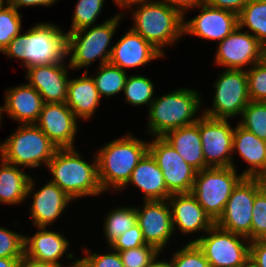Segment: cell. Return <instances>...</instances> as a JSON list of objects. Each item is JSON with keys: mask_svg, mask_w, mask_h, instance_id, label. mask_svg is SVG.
I'll use <instances>...</instances> for the list:
<instances>
[{"mask_svg": "<svg viewBox=\"0 0 266 267\" xmlns=\"http://www.w3.org/2000/svg\"><path fill=\"white\" fill-rule=\"evenodd\" d=\"M67 33L52 23H39L14 37L3 50L8 58H18L25 69L55 64L67 57Z\"/></svg>", "mask_w": 266, "mask_h": 267, "instance_id": "cell-1", "label": "cell"}, {"mask_svg": "<svg viewBox=\"0 0 266 267\" xmlns=\"http://www.w3.org/2000/svg\"><path fill=\"white\" fill-rule=\"evenodd\" d=\"M148 143L131 134L106 143L98 149V180L103 192L124 189L131 174L143 156L148 152Z\"/></svg>", "mask_w": 266, "mask_h": 267, "instance_id": "cell-2", "label": "cell"}, {"mask_svg": "<svg viewBox=\"0 0 266 267\" xmlns=\"http://www.w3.org/2000/svg\"><path fill=\"white\" fill-rule=\"evenodd\" d=\"M47 168L53 176L50 181L72 200L103 193L98 180L96 154L89 164L75 148H58Z\"/></svg>", "mask_w": 266, "mask_h": 267, "instance_id": "cell-3", "label": "cell"}, {"mask_svg": "<svg viewBox=\"0 0 266 267\" xmlns=\"http://www.w3.org/2000/svg\"><path fill=\"white\" fill-rule=\"evenodd\" d=\"M132 16L134 26L131 28L151 43L163 55L162 48L172 45L183 34L184 16L168 4L153 0L135 3Z\"/></svg>", "mask_w": 266, "mask_h": 267, "instance_id": "cell-4", "label": "cell"}, {"mask_svg": "<svg viewBox=\"0 0 266 267\" xmlns=\"http://www.w3.org/2000/svg\"><path fill=\"white\" fill-rule=\"evenodd\" d=\"M201 100L200 93L189 88L155 98L149 107L148 133L163 137L171 130L196 123Z\"/></svg>", "mask_w": 266, "mask_h": 267, "instance_id": "cell-5", "label": "cell"}, {"mask_svg": "<svg viewBox=\"0 0 266 267\" xmlns=\"http://www.w3.org/2000/svg\"><path fill=\"white\" fill-rule=\"evenodd\" d=\"M118 14L107 19L102 24L81 28L74 32L67 33V56L70 55L69 66L73 70L90 66L97 58L101 59L100 64L109 62L112 49L111 44L120 19L125 15ZM123 15V16H122ZM89 29V30H88ZM70 53V54H69ZM72 54V55H71Z\"/></svg>", "mask_w": 266, "mask_h": 267, "instance_id": "cell-6", "label": "cell"}, {"mask_svg": "<svg viewBox=\"0 0 266 267\" xmlns=\"http://www.w3.org/2000/svg\"><path fill=\"white\" fill-rule=\"evenodd\" d=\"M57 149L36 124H19L1 143L0 160L23 168L48 166Z\"/></svg>", "mask_w": 266, "mask_h": 267, "instance_id": "cell-7", "label": "cell"}, {"mask_svg": "<svg viewBox=\"0 0 266 267\" xmlns=\"http://www.w3.org/2000/svg\"><path fill=\"white\" fill-rule=\"evenodd\" d=\"M234 167H211L196 173L191 194L215 223L222 215L233 189L244 178Z\"/></svg>", "mask_w": 266, "mask_h": 267, "instance_id": "cell-8", "label": "cell"}, {"mask_svg": "<svg viewBox=\"0 0 266 267\" xmlns=\"http://www.w3.org/2000/svg\"><path fill=\"white\" fill-rule=\"evenodd\" d=\"M194 239L189 240V243L198 245L210 267H240L249 259L250 241L244 236L222 229L217 224L207 231L206 237Z\"/></svg>", "mask_w": 266, "mask_h": 267, "instance_id": "cell-9", "label": "cell"}, {"mask_svg": "<svg viewBox=\"0 0 266 267\" xmlns=\"http://www.w3.org/2000/svg\"><path fill=\"white\" fill-rule=\"evenodd\" d=\"M215 93L212 109L202 113L215 119H226L242 115L244 108L251 101L248 94L246 70L226 69L214 84Z\"/></svg>", "mask_w": 266, "mask_h": 267, "instance_id": "cell-10", "label": "cell"}, {"mask_svg": "<svg viewBox=\"0 0 266 267\" xmlns=\"http://www.w3.org/2000/svg\"><path fill=\"white\" fill-rule=\"evenodd\" d=\"M201 115L198 119V127L205 168L234 167L236 169L232 157L234 128H231L229 120L215 119L203 113Z\"/></svg>", "mask_w": 266, "mask_h": 267, "instance_id": "cell-11", "label": "cell"}, {"mask_svg": "<svg viewBox=\"0 0 266 267\" xmlns=\"http://www.w3.org/2000/svg\"><path fill=\"white\" fill-rule=\"evenodd\" d=\"M148 151L161 169L171 194L191 193L197 171L191 167L163 137H154Z\"/></svg>", "mask_w": 266, "mask_h": 267, "instance_id": "cell-12", "label": "cell"}, {"mask_svg": "<svg viewBox=\"0 0 266 267\" xmlns=\"http://www.w3.org/2000/svg\"><path fill=\"white\" fill-rule=\"evenodd\" d=\"M258 192L253 178L244 177L233 189L221 217L215 224L251 241L253 203Z\"/></svg>", "mask_w": 266, "mask_h": 267, "instance_id": "cell-13", "label": "cell"}, {"mask_svg": "<svg viewBox=\"0 0 266 267\" xmlns=\"http://www.w3.org/2000/svg\"><path fill=\"white\" fill-rule=\"evenodd\" d=\"M196 8L201 13L183 22V34H190L204 40L222 41L238 26V15L220 8L209 6L202 2Z\"/></svg>", "mask_w": 266, "mask_h": 267, "instance_id": "cell-14", "label": "cell"}, {"mask_svg": "<svg viewBox=\"0 0 266 267\" xmlns=\"http://www.w3.org/2000/svg\"><path fill=\"white\" fill-rule=\"evenodd\" d=\"M144 206L137 210V223L143 233L145 243L154 246L159 252L174 234L171 208L167 200L143 201Z\"/></svg>", "mask_w": 266, "mask_h": 267, "instance_id": "cell-15", "label": "cell"}, {"mask_svg": "<svg viewBox=\"0 0 266 267\" xmlns=\"http://www.w3.org/2000/svg\"><path fill=\"white\" fill-rule=\"evenodd\" d=\"M261 43L248 31L238 26L230 35L218 42L215 63L225 69L242 70L259 62Z\"/></svg>", "mask_w": 266, "mask_h": 267, "instance_id": "cell-16", "label": "cell"}, {"mask_svg": "<svg viewBox=\"0 0 266 267\" xmlns=\"http://www.w3.org/2000/svg\"><path fill=\"white\" fill-rule=\"evenodd\" d=\"M77 119L66 103H44L35 124L57 148H74Z\"/></svg>", "mask_w": 266, "mask_h": 267, "instance_id": "cell-17", "label": "cell"}, {"mask_svg": "<svg viewBox=\"0 0 266 267\" xmlns=\"http://www.w3.org/2000/svg\"><path fill=\"white\" fill-rule=\"evenodd\" d=\"M68 66L64 62L37 65L27 68L26 78L29 85L35 88L44 103H66L68 91Z\"/></svg>", "mask_w": 266, "mask_h": 267, "instance_id": "cell-18", "label": "cell"}, {"mask_svg": "<svg viewBox=\"0 0 266 267\" xmlns=\"http://www.w3.org/2000/svg\"><path fill=\"white\" fill-rule=\"evenodd\" d=\"M111 49L109 63L124 71L126 68L140 67L165 56L132 28Z\"/></svg>", "mask_w": 266, "mask_h": 267, "instance_id": "cell-19", "label": "cell"}, {"mask_svg": "<svg viewBox=\"0 0 266 267\" xmlns=\"http://www.w3.org/2000/svg\"><path fill=\"white\" fill-rule=\"evenodd\" d=\"M167 201L174 231L178 227L183 234L206 233L215 224L191 193L172 194Z\"/></svg>", "mask_w": 266, "mask_h": 267, "instance_id": "cell-20", "label": "cell"}, {"mask_svg": "<svg viewBox=\"0 0 266 267\" xmlns=\"http://www.w3.org/2000/svg\"><path fill=\"white\" fill-rule=\"evenodd\" d=\"M4 103L2 113L6 112L18 124H35L44 105L39 92L28 83L7 88Z\"/></svg>", "mask_w": 266, "mask_h": 267, "instance_id": "cell-21", "label": "cell"}, {"mask_svg": "<svg viewBox=\"0 0 266 267\" xmlns=\"http://www.w3.org/2000/svg\"><path fill=\"white\" fill-rule=\"evenodd\" d=\"M30 208L32 223L37 227H48L62 215L73 201L58 185L51 181L36 191Z\"/></svg>", "mask_w": 266, "mask_h": 267, "instance_id": "cell-22", "label": "cell"}, {"mask_svg": "<svg viewBox=\"0 0 266 267\" xmlns=\"http://www.w3.org/2000/svg\"><path fill=\"white\" fill-rule=\"evenodd\" d=\"M32 237H24V255L38 261L61 264L58 260L66 252L68 259L74 255L68 253L69 241L60 233L39 227ZM68 254V255H67Z\"/></svg>", "mask_w": 266, "mask_h": 267, "instance_id": "cell-23", "label": "cell"}, {"mask_svg": "<svg viewBox=\"0 0 266 267\" xmlns=\"http://www.w3.org/2000/svg\"><path fill=\"white\" fill-rule=\"evenodd\" d=\"M130 183L143 192L144 201L167 200L172 195L166 187L161 169L149 151L134 168L124 187Z\"/></svg>", "mask_w": 266, "mask_h": 267, "instance_id": "cell-24", "label": "cell"}, {"mask_svg": "<svg viewBox=\"0 0 266 267\" xmlns=\"http://www.w3.org/2000/svg\"><path fill=\"white\" fill-rule=\"evenodd\" d=\"M83 74L82 77L69 79L66 105L78 119L86 120L96 113L101 97L93 78L88 76V69Z\"/></svg>", "mask_w": 266, "mask_h": 267, "instance_id": "cell-25", "label": "cell"}, {"mask_svg": "<svg viewBox=\"0 0 266 267\" xmlns=\"http://www.w3.org/2000/svg\"><path fill=\"white\" fill-rule=\"evenodd\" d=\"M163 138L197 172L205 169L198 120L191 125L169 131Z\"/></svg>", "mask_w": 266, "mask_h": 267, "instance_id": "cell-26", "label": "cell"}, {"mask_svg": "<svg viewBox=\"0 0 266 267\" xmlns=\"http://www.w3.org/2000/svg\"><path fill=\"white\" fill-rule=\"evenodd\" d=\"M0 164V202L19 204L33 194L35 182L21 168L1 160Z\"/></svg>", "mask_w": 266, "mask_h": 267, "instance_id": "cell-27", "label": "cell"}, {"mask_svg": "<svg viewBox=\"0 0 266 267\" xmlns=\"http://www.w3.org/2000/svg\"><path fill=\"white\" fill-rule=\"evenodd\" d=\"M232 150L233 153L237 150L239 156L250 165V168L241 172L244 177L252 178L263 169L266 159V141L259 139L240 124L234 127Z\"/></svg>", "mask_w": 266, "mask_h": 267, "instance_id": "cell-28", "label": "cell"}, {"mask_svg": "<svg viewBox=\"0 0 266 267\" xmlns=\"http://www.w3.org/2000/svg\"><path fill=\"white\" fill-rule=\"evenodd\" d=\"M241 29L248 27L252 35L266 44V0H250L238 15Z\"/></svg>", "mask_w": 266, "mask_h": 267, "instance_id": "cell-29", "label": "cell"}, {"mask_svg": "<svg viewBox=\"0 0 266 267\" xmlns=\"http://www.w3.org/2000/svg\"><path fill=\"white\" fill-rule=\"evenodd\" d=\"M98 70V73L94 77L92 76V78L100 97H102V95L111 97L117 93L123 92L127 79L126 71L109 62L99 65Z\"/></svg>", "mask_w": 266, "mask_h": 267, "instance_id": "cell-30", "label": "cell"}, {"mask_svg": "<svg viewBox=\"0 0 266 267\" xmlns=\"http://www.w3.org/2000/svg\"><path fill=\"white\" fill-rule=\"evenodd\" d=\"M137 224V210L134 207H119L111 210L104 221V235L109 245L133 225Z\"/></svg>", "mask_w": 266, "mask_h": 267, "instance_id": "cell-31", "label": "cell"}, {"mask_svg": "<svg viewBox=\"0 0 266 267\" xmlns=\"http://www.w3.org/2000/svg\"><path fill=\"white\" fill-rule=\"evenodd\" d=\"M125 101L135 105H150L154 101V84L145 76H127L124 86Z\"/></svg>", "mask_w": 266, "mask_h": 267, "instance_id": "cell-32", "label": "cell"}, {"mask_svg": "<svg viewBox=\"0 0 266 267\" xmlns=\"http://www.w3.org/2000/svg\"><path fill=\"white\" fill-rule=\"evenodd\" d=\"M239 124L259 139L266 141V102L250 101L244 108Z\"/></svg>", "mask_w": 266, "mask_h": 267, "instance_id": "cell-33", "label": "cell"}, {"mask_svg": "<svg viewBox=\"0 0 266 267\" xmlns=\"http://www.w3.org/2000/svg\"><path fill=\"white\" fill-rule=\"evenodd\" d=\"M0 6V52L8 46L10 41L21 33V14L9 2Z\"/></svg>", "mask_w": 266, "mask_h": 267, "instance_id": "cell-34", "label": "cell"}, {"mask_svg": "<svg viewBox=\"0 0 266 267\" xmlns=\"http://www.w3.org/2000/svg\"><path fill=\"white\" fill-rule=\"evenodd\" d=\"M104 0H78L72 18L71 29L68 32H74L81 28L92 26L101 9L104 6Z\"/></svg>", "mask_w": 266, "mask_h": 267, "instance_id": "cell-35", "label": "cell"}, {"mask_svg": "<svg viewBox=\"0 0 266 267\" xmlns=\"http://www.w3.org/2000/svg\"><path fill=\"white\" fill-rule=\"evenodd\" d=\"M172 267H210L203 251L196 243H186L182 249L174 252L170 261Z\"/></svg>", "mask_w": 266, "mask_h": 267, "instance_id": "cell-36", "label": "cell"}, {"mask_svg": "<svg viewBox=\"0 0 266 267\" xmlns=\"http://www.w3.org/2000/svg\"><path fill=\"white\" fill-rule=\"evenodd\" d=\"M124 267H149L160 252L152 245H143L125 251H118Z\"/></svg>", "mask_w": 266, "mask_h": 267, "instance_id": "cell-37", "label": "cell"}, {"mask_svg": "<svg viewBox=\"0 0 266 267\" xmlns=\"http://www.w3.org/2000/svg\"><path fill=\"white\" fill-rule=\"evenodd\" d=\"M24 237L25 235L0 227V257L23 258Z\"/></svg>", "mask_w": 266, "mask_h": 267, "instance_id": "cell-38", "label": "cell"}, {"mask_svg": "<svg viewBox=\"0 0 266 267\" xmlns=\"http://www.w3.org/2000/svg\"><path fill=\"white\" fill-rule=\"evenodd\" d=\"M84 250L86 256L82 259L74 258L75 261L69 267H124L119 252L116 250L104 255L91 253L87 248Z\"/></svg>", "mask_w": 266, "mask_h": 267, "instance_id": "cell-39", "label": "cell"}, {"mask_svg": "<svg viewBox=\"0 0 266 267\" xmlns=\"http://www.w3.org/2000/svg\"><path fill=\"white\" fill-rule=\"evenodd\" d=\"M248 78V94L251 101L266 102V69L259 63L245 69Z\"/></svg>", "mask_w": 266, "mask_h": 267, "instance_id": "cell-40", "label": "cell"}, {"mask_svg": "<svg viewBox=\"0 0 266 267\" xmlns=\"http://www.w3.org/2000/svg\"><path fill=\"white\" fill-rule=\"evenodd\" d=\"M266 239V198L258 192L252 210L251 241Z\"/></svg>", "mask_w": 266, "mask_h": 267, "instance_id": "cell-41", "label": "cell"}, {"mask_svg": "<svg viewBox=\"0 0 266 267\" xmlns=\"http://www.w3.org/2000/svg\"><path fill=\"white\" fill-rule=\"evenodd\" d=\"M143 245H146V243L140 226L137 223L115 239L107 248L116 251H125Z\"/></svg>", "mask_w": 266, "mask_h": 267, "instance_id": "cell-42", "label": "cell"}, {"mask_svg": "<svg viewBox=\"0 0 266 267\" xmlns=\"http://www.w3.org/2000/svg\"><path fill=\"white\" fill-rule=\"evenodd\" d=\"M250 258L258 267H266V239L250 241Z\"/></svg>", "mask_w": 266, "mask_h": 267, "instance_id": "cell-43", "label": "cell"}, {"mask_svg": "<svg viewBox=\"0 0 266 267\" xmlns=\"http://www.w3.org/2000/svg\"><path fill=\"white\" fill-rule=\"evenodd\" d=\"M250 0H203L209 6L231 11L237 15Z\"/></svg>", "mask_w": 266, "mask_h": 267, "instance_id": "cell-44", "label": "cell"}, {"mask_svg": "<svg viewBox=\"0 0 266 267\" xmlns=\"http://www.w3.org/2000/svg\"><path fill=\"white\" fill-rule=\"evenodd\" d=\"M168 4L170 7L177 9L185 18L188 9L195 8L200 5L203 0H159Z\"/></svg>", "mask_w": 266, "mask_h": 267, "instance_id": "cell-45", "label": "cell"}, {"mask_svg": "<svg viewBox=\"0 0 266 267\" xmlns=\"http://www.w3.org/2000/svg\"><path fill=\"white\" fill-rule=\"evenodd\" d=\"M58 0H9L8 2L15 8L19 9L22 6H52Z\"/></svg>", "mask_w": 266, "mask_h": 267, "instance_id": "cell-46", "label": "cell"}, {"mask_svg": "<svg viewBox=\"0 0 266 267\" xmlns=\"http://www.w3.org/2000/svg\"><path fill=\"white\" fill-rule=\"evenodd\" d=\"M20 267H63L62 264H54L50 262L38 261L28 258L24 255L20 262Z\"/></svg>", "mask_w": 266, "mask_h": 267, "instance_id": "cell-47", "label": "cell"}, {"mask_svg": "<svg viewBox=\"0 0 266 267\" xmlns=\"http://www.w3.org/2000/svg\"><path fill=\"white\" fill-rule=\"evenodd\" d=\"M252 178L257 184L258 191L266 198V174H256Z\"/></svg>", "mask_w": 266, "mask_h": 267, "instance_id": "cell-48", "label": "cell"}, {"mask_svg": "<svg viewBox=\"0 0 266 267\" xmlns=\"http://www.w3.org/2000/svg\"><path fill=\"white\" fill-rule=\"evenodd\" d=\"M23 258H2L0 257V267H20Z\"/></svg>", "mask_w": 266, "mask_h": 267, "instance_id": "cell-49", "label": "cell"}, {"mask_svg": "<svg viewBox=\"0 0 266 267\" xmlns=\"http://www.w3.org/2000/svg\"><path fill=\"white\" fill-rule=\"evenodd\" d=\"M118 6L121 8H131L132 5L134 6L135 3L139 2H146V1H151V0H113Z\"/></svg>", "mask_w": 266, "mask_h": 267, "instance_id": "cell-50", "label": "cell"}, {"mask_svg": "<svg viewBox=\"0 0 266 267\" xmlns=\"http://www.w3.org/2000/svg\"><path fill=\"white\" fill-rule=\"evenodd\" d=\"M258 63L266 69V44L261 45Z\"/></svg>", "mask_w": 266, "mask_h": 267, "instance_id": "cell-51", "label": "cell"}, {"mask_svg": "<svg viewBox=\"0 0 266 267\" xmlns=\"http://www.w3.org/2000/svg\"><path fill=\"white\" fill-rule=\"evenodd\" d=\"M158 256L155 257V259L150 263L149 267H172L171 262L166 261H157Z\"/></svg>", "mask_w": 266, "mask_h": 267, "instance_id": "cell-52", "label": "cell"}, {"mask_svg": "<svg viewBox=\"0 0 266 267\" xmlns=\"http://www.w3.org/2000/svg\"><path fill=\"white\" fill-rule=\"evenodd\" d=\"M240 267H258L255 262L249 257V259Z\"/></svg>", "mask_w": 266, "mask_h": 267, "instance_id": "cell-53", "label": "cell"}, {"mask_svg": "<svg viewBox=\"0 0 266 267\" xmlns=\"http://www.w3.org/2000/svg\"><path fill=\"white\" fill-rule=\"evenodd\" d=\"M258 174H266V159H265V162H264L263 169Z\"/></svg>", "mask_w": 266, "mask_h": 267, "instance_id": "cell-54", "label": "cell"}, {"mask_svg": "<svg viewBox=\"0 0 266 267\" xmlns=\"http://www.w3.org/2000/svg\"><path fill=\"white\" fill-rule=\"evenodd\" d=\"M1 107H2V106H0V125L2 124V123H1V121H2V110H1Z\"/></svg>", "mask_w": 266, "mask_h": 267, "instance_id": "cell-55", "label": "cell"}, {"mask_svg": "<svg viewBox=\"0 0 266 267\" xmlns=\"http://www.w3.org/2000/svg\"><path fill=\"white\" fill-rule=\"evenodd\" d=\"M3 3H6V1H4V0H0V6H1Z\"/></svg>", "mask_w": 266, "mask_h": 267, "instance_id": "cell-56", "label": "cell"}]
</instances>
